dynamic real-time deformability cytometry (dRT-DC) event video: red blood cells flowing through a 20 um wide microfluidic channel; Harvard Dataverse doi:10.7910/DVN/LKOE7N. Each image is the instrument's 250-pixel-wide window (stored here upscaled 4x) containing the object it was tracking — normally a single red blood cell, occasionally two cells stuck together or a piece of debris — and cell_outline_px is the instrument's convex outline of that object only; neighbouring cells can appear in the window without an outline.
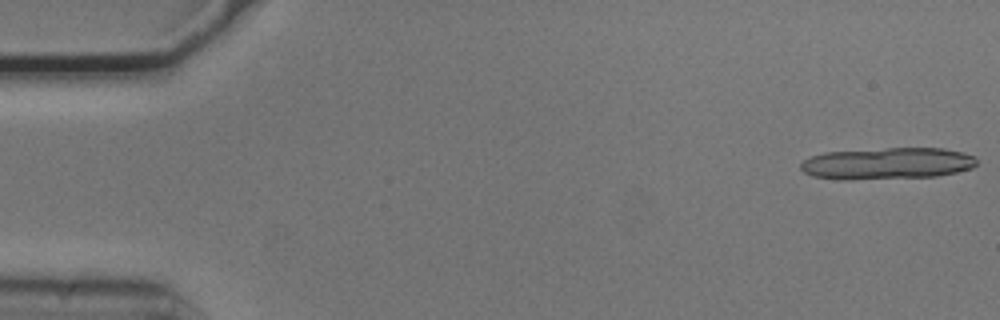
{"species": "common noctule bat (a hibernating species)", "species_latin": "Nyctalus noctula", "temperature_condition": "cold", "stored_images_in_passage": 15, "camera_frame_rate_fps": 3000, "um_per_image_px": 0.085, "animal": {"sex": "male", "body_mass_g": 20.5, "forearm_length_mm": 52.5}, "frame": {"image": 1, "passage_image": 1, "time_ms": 0.0, "image_size_px": [1000, 320], "cell_outline_px": [[976, 164], [972, 168], [956, 172], [936, 176], [852, 180], [836, 180], [812, 176], [804, 172], [800, 168], [800, 164], [804, 160], [812, 156], [824, 152], [888, 148], [944, 148], [964, 152], [976, 156]], "centroid_in_image_um": [75.41, 13.9], "position_along_channel_um": 9.6, "area_um2": 32.83}}